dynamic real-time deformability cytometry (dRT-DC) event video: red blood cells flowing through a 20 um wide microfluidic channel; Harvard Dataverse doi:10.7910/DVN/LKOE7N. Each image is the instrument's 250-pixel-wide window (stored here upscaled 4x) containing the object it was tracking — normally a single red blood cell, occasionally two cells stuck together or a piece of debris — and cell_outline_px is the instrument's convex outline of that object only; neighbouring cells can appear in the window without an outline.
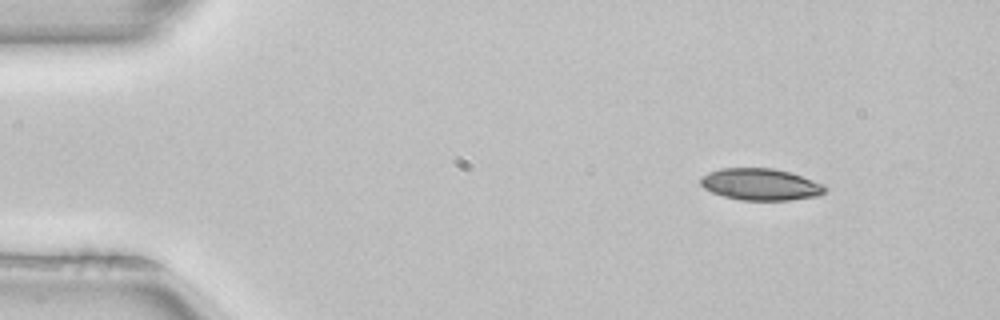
{"species": "common noctule bat (a hibernating species)", "species_latin": "Nyctalus noctula", "temperature_condition": "room temperature", "stored_images_in_passage": 46, "camera_frame_rate_fps": 3000, "um_per_image_px": 0.085, "animal": {"sex": "female", "body_mass_g": 22.7, "forearm_length_mm": 54.2}, "frame": {"image": 1, "passage_image": 1, "time_ms": 0.0, "image_size_px": [1000, 320], "cell_outline_px": [[828, 188], [820, 196], [788, 200], [740, 200], [724, 196], [712, 192], [704, 188], [700, 184], [700, 176], [708, 172], [720, 168], [772, 168], [792, 172], [824, 184]], "centroid_in_image_um": [64.66, 15.66], "position_along_channel_um": 20.3, "area_um2": 23.29}}
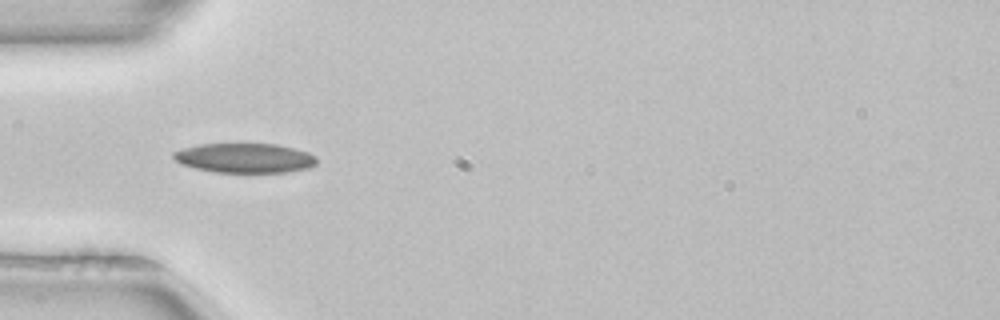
{"frame": {"image": 2, "passage_image": 11, "time_ms": 3.333, "image_size_px": [1000, 320], "cell_outline_px": [[316, 164], [308, 168], [288, 172], [216, 172], [196, 168], [180, 164], [172, 156], [172, 152], [184, 148], [200, 144], [276, 144], [296, 148], [308, 152], [316, 156]], "centroid_in_image_um": [20.82, 13.43], "position_along_channel_um": 64.2, "area_um2": 24.68}}
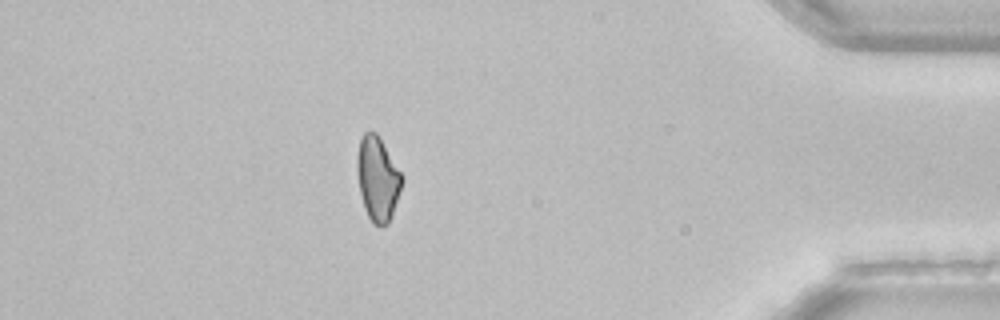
{"frame": {"image": 3, "passage_image": 40, "time_ms": 13.0, "image_size_px": [1000, 320], "cell_outline_px": [[404, 180], [392, 216], [388, 224], [380, 228], [372, 224], [364, 208], [360, 192], [356, 168], [356, 156], [360, 140], [364, 132], [376, 132], [404, 176]], "centroid_in_image_um": [32.11, 15.23], "position_along_channel_um": 403.1, "area_um2": 22.31}, "authors_computed_cell_mechanics": {"area_um2": 23.6691, "velocity_mm_per_s": 3.9875, "shape_relaxation_time_tau1_ms": 10.1782, "shape_relaxation_time_tau2_ms": null, "deformation_change_tau1": 0.1672, "deformation_change_tau2": null}}